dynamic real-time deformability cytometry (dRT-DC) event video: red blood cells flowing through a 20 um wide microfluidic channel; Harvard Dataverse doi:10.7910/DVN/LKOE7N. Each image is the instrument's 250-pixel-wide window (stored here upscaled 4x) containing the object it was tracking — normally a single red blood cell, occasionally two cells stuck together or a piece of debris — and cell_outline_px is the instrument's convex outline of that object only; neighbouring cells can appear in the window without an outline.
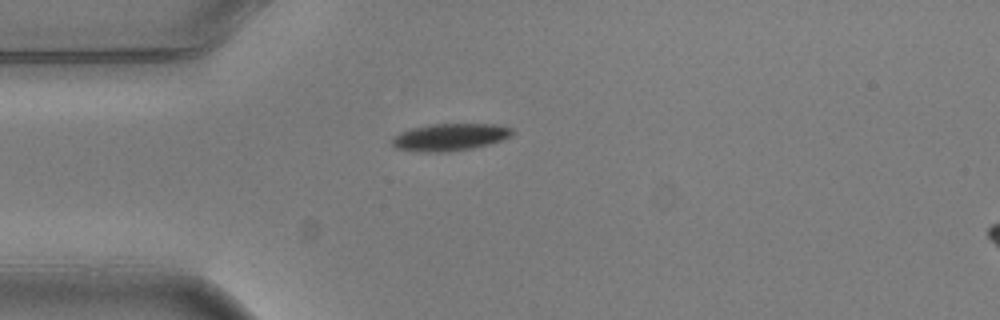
{"species": "common noctule bat (a hibernating species)", "species_latin": "Nyctalus noctula", "temperature_condition": "warm", "stored_images_in_passage": 1, "camera_frame_rate_fps": 3000, "um_per_image_px": 0.085, "animal": {"sex": "male", "body_mass_g": 20.5, "forearm_length_mm": 52.5}, "frame": {"image": 1, "passage_image": 1, "time_ms": 0.0, "image_size_px": [1000, 320], "cell_outline_px": [[516, 132], [512, 136], [504, 140], [472, 148], [448, 152], [420, 152], [392, 148], [392, 136], [400, 132], [412, 128], [432, 124], [496, 124], [512, 128]], "centroid_in_image_um": [38.25, 11.66], "position_along_channel_um": 46.8, "area_um2": 19.36}}